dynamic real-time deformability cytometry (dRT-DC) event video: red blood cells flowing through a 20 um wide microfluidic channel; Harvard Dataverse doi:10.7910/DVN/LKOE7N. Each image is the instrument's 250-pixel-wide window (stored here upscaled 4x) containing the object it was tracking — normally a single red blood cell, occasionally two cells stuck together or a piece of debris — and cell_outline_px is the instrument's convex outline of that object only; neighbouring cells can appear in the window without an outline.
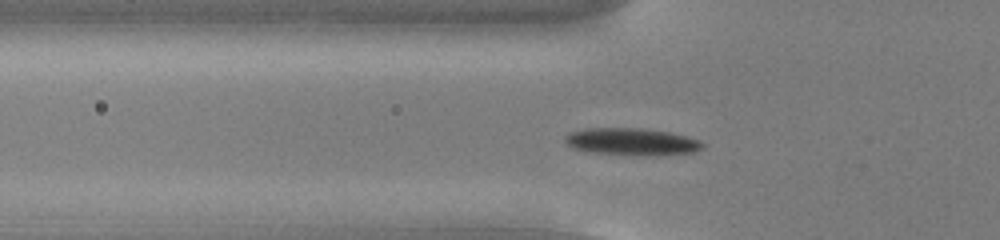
{"species": "common noctule bat (a hibernating species)", "species_latin": "Nyctalus noctula", "temperature_condition": "cold", "stored_images_in_passage": 51, "camera_frame_rate_fps": 3000, "um_per_image_px": 0.085, "animal": {"sex": "male", "body_mass_g": 13.0, "forearm_length_mm": 53.1}, "frame": {"image": 1, "passage_image": 15, "time_ms": 4.667, "image_size_px": [1000, 240], "cell_outline_px": [[704, 148], [696, 152], [656, 156], [644, 156], [588, 152], [572, 148], [564, 140], [564, 136], [568, 132], [584, 128], [636, 128], [668, 132], [700, 140], [704, 144]], "centroid_in_image_um": [53.68, 12.06], "position_along_channel_um": 72.1, "area_um2": 22.08}}
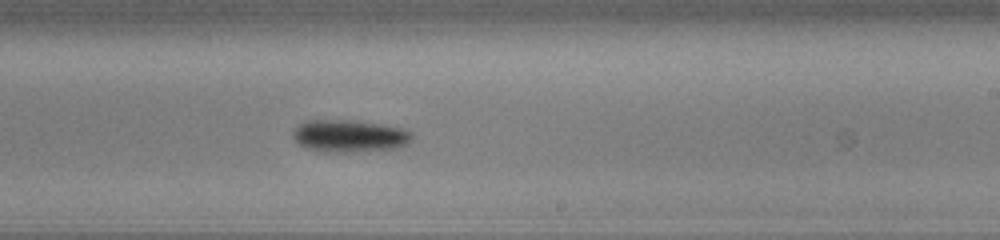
{"frame": {"image": 2, "passage_image": 30, "time_ms": 9.667, "image_size_px": [1000, 240], "cell_outline_px": [[412, 136], [408, 144], [396, 148], [344, 152], [320, 152], [308, 148], [300, 144], [292, 136], [292, 132], [300, 124], [308, 120], [352, 120], [384, 124], [404, 128], [412, 132]], "centroid_in_image_um": [29.72, 11.55], "position_along_channel_um": 259.3, "area_um2": 22.43}}
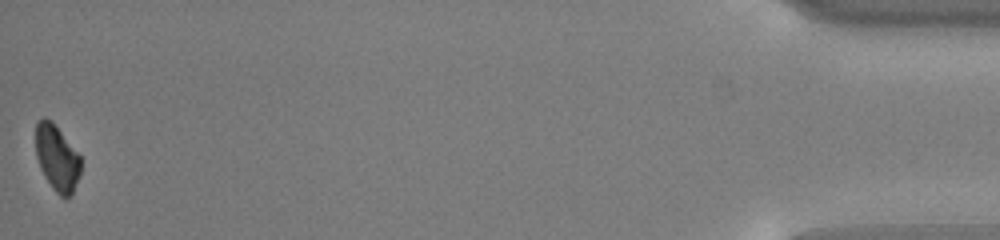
{"frame": {"image": 3, "passage_image": 51, "time_ms": 16.667, "image_size_px": [1000, 240], "cell_outline_px": [[80, 176], [72, 192], [64, 200], [52, 188], [44, 176], [40, 168], [36, 156], [36, 124], [44, 116], [60, 132], [80, 156]], "centroid_in_image_um": [4.83, 13.49], "position_along_channel_um": 430.4, "area_um2": 16.88}, "authors_computed_cell_mechanics": {"area_um2": 19.9988, "velocity_mm_per_s": 3.7646, "shape_relaxation_time_tau1_ms": 1.5863, "shape_relaxation_time_tau2_ms": null, "deformation_change_tau1": 0.1099, "deformation_change_tau2": null}}